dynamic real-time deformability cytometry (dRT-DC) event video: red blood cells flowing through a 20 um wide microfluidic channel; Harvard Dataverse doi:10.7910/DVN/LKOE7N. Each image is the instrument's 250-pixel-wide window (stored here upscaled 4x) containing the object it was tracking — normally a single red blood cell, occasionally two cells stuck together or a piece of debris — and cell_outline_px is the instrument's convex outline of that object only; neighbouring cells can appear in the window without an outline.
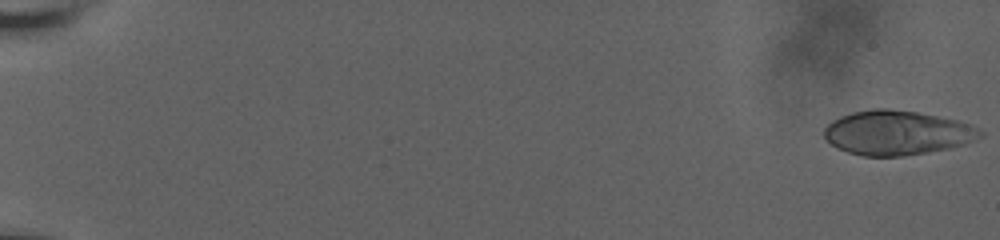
{"species": "human", "species_latin": "Homo sapiens", "temperature_condition": "room temperature", "stored_images_in_passage": 12, "camera_frame_rate_fps": 3000, "um_per_image_px": 0.085, "donor": {"sex": "male"}, "frame": {"image": 1, "passage_image": 1, "time_ms": 0.0, "image_size_px": [1000, 240], "cell_outline_px": [[984, 132], [980, 136], [964, 144], [948, 148], [928, 152], [904, 156], [864, 156], [848, 152], [836, 148], [824, 136], [824, 128], [832, 120], [840, 116], [852, 112], [872, 108], [888, 108], [916, 112], [956, 120], [968, 124]], "centroid_in_image_um": [76.19, 11.28], "position_along_channel_um": 8.8, "area_um2": 40.11}}
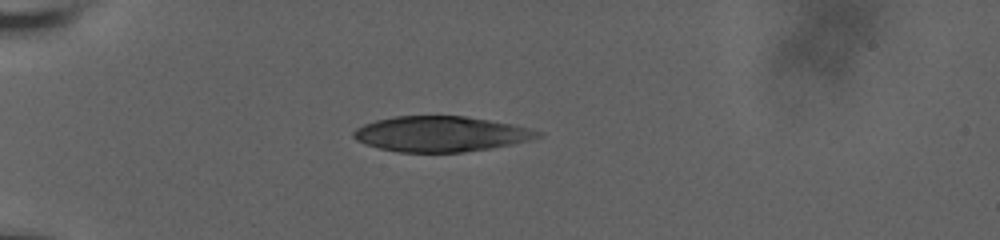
{"frame": {"image": 2, "passage_image": 10, "time_ms": 6.0, "image_size_px": [1000, 240], "cell_outline_px": [[544, 132], [540, 136], [528, 140], [512, 144], [464, 152], [400, 152], [380, 148], [364, 144], [356, 140], [352, 136], [352, 132], [356, 128], [364, 124], [376, 120], [392, 116], [464, 116], [512, 124]], "centroid_in_image_um": [37.42, 11.38], "position_along_channel_um": 47.6, "area_um2": 37.8}}
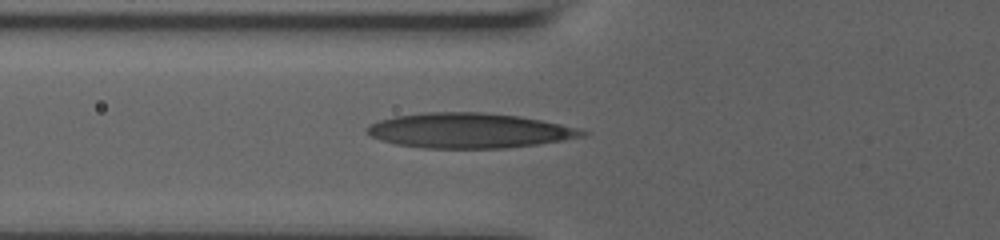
{"frame": {"image": 3, "passage_image": 12, "time_ms": 8.0, "image_size_px": [1000, 240], "cell_outline_px": [[588, 136], [564, 140], [508, 148], [424, 148], [396, 144], [380, 140], [364, 132], [364, 128], [368, 124], [392, 116], [424, 112], [484, 112], [520, 116], [580, 128], [588, 132]], "centroid_in_image_um": [39.86, 11.09], "position_along_channel_um": 85.9, "area_um2": 44.27}}